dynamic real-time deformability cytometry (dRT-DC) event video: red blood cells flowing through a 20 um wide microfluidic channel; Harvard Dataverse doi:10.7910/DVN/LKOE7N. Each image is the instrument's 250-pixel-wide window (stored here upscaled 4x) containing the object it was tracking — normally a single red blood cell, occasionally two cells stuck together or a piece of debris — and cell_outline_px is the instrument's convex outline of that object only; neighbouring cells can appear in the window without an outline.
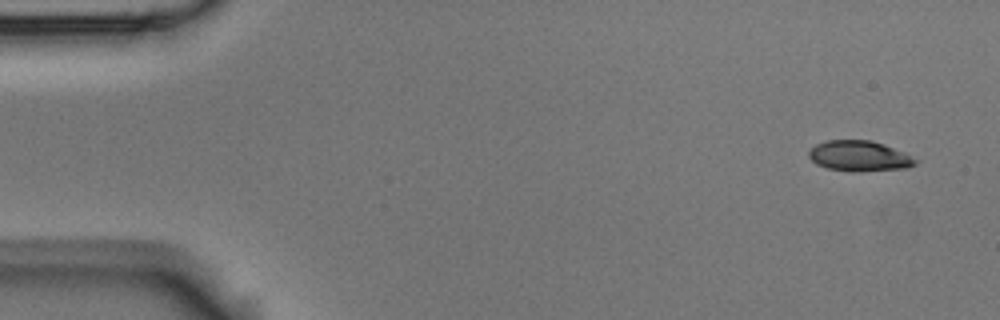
{"species": "Egyptian fruit bat (a non-hibernating species)", "species_latin": "Rousettus aegyptiacus", "temperature_condition": "room temperature", "stored_images_in_passage": 4, "camera_frame_rate_fps": 3000, "um_per_image_px": 0.085, "animal": {"sex": "male"}, "frame": {"image": 1, "passage_image": 1, "time_ms": 0.0, "image_size_px": [1000, 320], "cell_outline_px": [[920, 160], [916, 164], [908, 168], [860, 172], [828, 168], [816, 164], [808, 156], [808, 152], [816, 144], [828, 140], [872, 140], [884, 144], [904, 152]], "centroid_in_image_um": [73.09, 13.26], "position_along_channel_um": 11.9, "area_um2": 19.07}}